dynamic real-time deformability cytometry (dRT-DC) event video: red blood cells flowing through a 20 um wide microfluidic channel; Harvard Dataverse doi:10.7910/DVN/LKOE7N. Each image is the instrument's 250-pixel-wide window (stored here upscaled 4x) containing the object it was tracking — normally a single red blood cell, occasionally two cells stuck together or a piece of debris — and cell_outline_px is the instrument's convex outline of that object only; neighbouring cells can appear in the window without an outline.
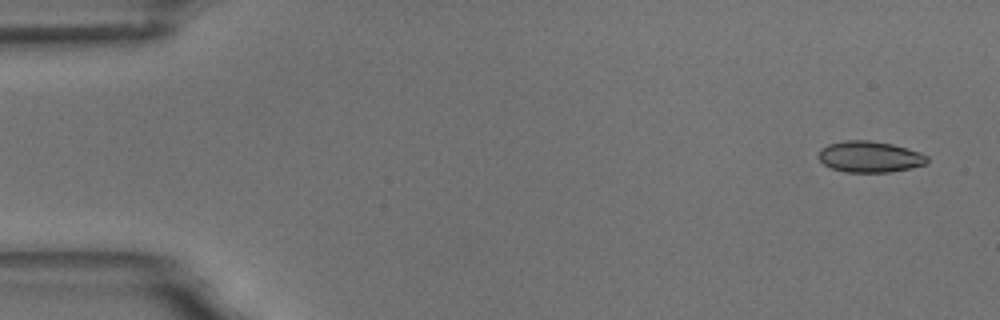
{"species": "common noctule bat (a hibernating species)", "species_latin": "Nyctalus noctula", "temperature_condition": "room temperature", "stored_images_in_passage": 5, "camera_frame_rate_fps": 3000, "um_per_image_px": 0.085, "animal": {"sex": "male", "body_mass_g": 18.8}, "frame": {"image": 1, "passage_image": 1, "time_ms": 0.0, "image_size_px": [1000, 320], "cell_outline_px": [[928, 160], [924, 164], [908, 168], [888, 172], [844, 172], [832, 168], [824, 164], [820, 160], [820, 148], [828, 144], [844, 140], [868, 140], [892, 144], [920, 152], [928, 156]], "centroid_in_image_um": [73.91, 13.31], "position_along_channel_um": 11.1, "area_um2": 19.54}}